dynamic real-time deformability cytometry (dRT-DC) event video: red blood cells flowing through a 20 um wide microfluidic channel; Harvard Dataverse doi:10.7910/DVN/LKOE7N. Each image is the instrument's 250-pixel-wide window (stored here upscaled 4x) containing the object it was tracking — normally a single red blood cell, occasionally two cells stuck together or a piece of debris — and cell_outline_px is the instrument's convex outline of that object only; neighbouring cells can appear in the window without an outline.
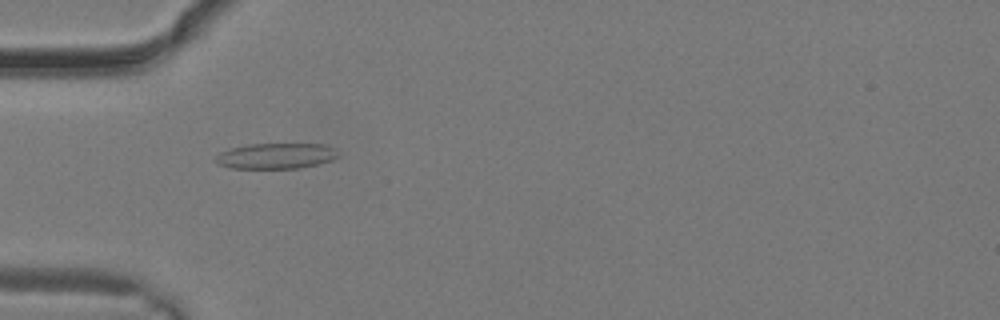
{"species": "common noctule bat (a hibernating species)", "species_latin": "Nyctalus noctula", "temperature_condition": "warm", "stored_images_in_passage": 17, "camera_frame_rate_fps": 3000, "um_per_image_px": 0.085, "animal": {"sex": "male", "body_mass_g": 19.2, "forearm_length_mm": 51.8}, "frame": {"image": 1, "passage_image": 10, "time_ms": 3.0, "image_size_px": [1000, 320], "cell_outline_px": [[340, 156], [332, 160], [300, 168], [228, 168], [216, 164], [216, 156], [220, 152], [232, 148], [248, 144], [328, 144], [336, 148]], "centroid_in_image_um": [23.49, 13.25], "position_along_channel_um": 61.5, "area_um2": 18.44}}
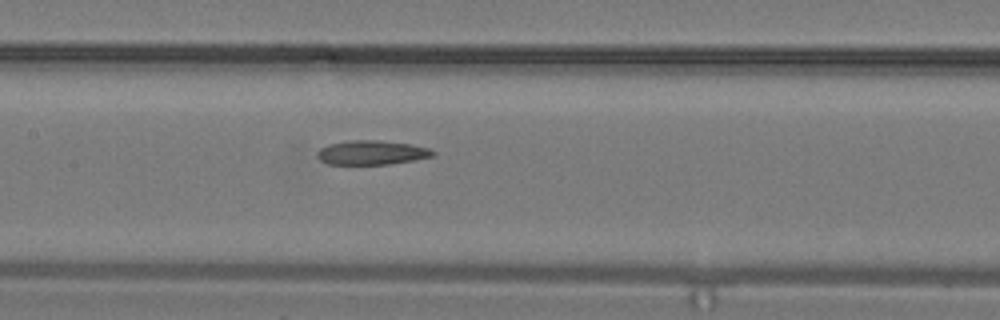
{"frame": {"image": 2, "passage_image": 15, "time_ms": 4.667, "image_size_px": [1000, 320], "cell_outline_px": [[436, 152], [432, 156], [412, 160], [388, 164], [328, 164], [320, 160], [316, 156], [316, 152], [320, 148], [328, 144], [348, 140], [376, 140], [408, 144], [428, 148]], "centroid_in_image_um": [31.52, 12.97], "position_along_channel_um": 175.9, "area_um2": 16.18}}
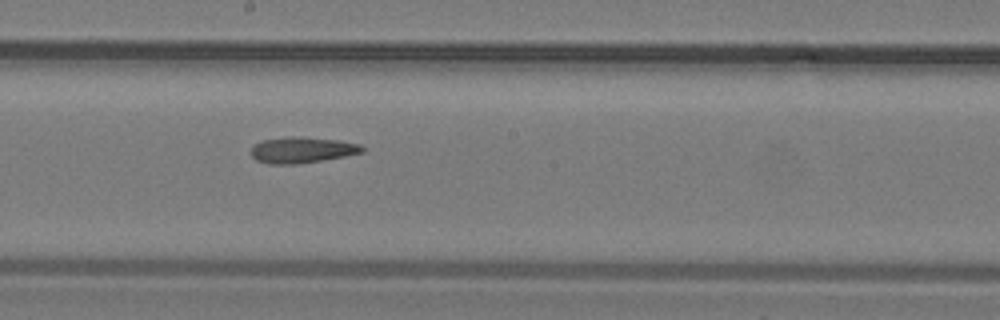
{"frame": {"image": 3, "passage_image": 17, "time_ms": 5.333, "image_size_px": [1000, 320], "cell_outline_px": [[364, 152], [344, 156], [296, 164], [268, 164], [256, 160], [252, 156], [252, 148], [256, 144], [264, 140], [292, 136], [300, 136], [336, 140], [360, 144], [364, 148]], "centroid_in_image_um": [25.68, 12.75], "position_along_channel_um": 222.5, "area_um2": 16.59}}